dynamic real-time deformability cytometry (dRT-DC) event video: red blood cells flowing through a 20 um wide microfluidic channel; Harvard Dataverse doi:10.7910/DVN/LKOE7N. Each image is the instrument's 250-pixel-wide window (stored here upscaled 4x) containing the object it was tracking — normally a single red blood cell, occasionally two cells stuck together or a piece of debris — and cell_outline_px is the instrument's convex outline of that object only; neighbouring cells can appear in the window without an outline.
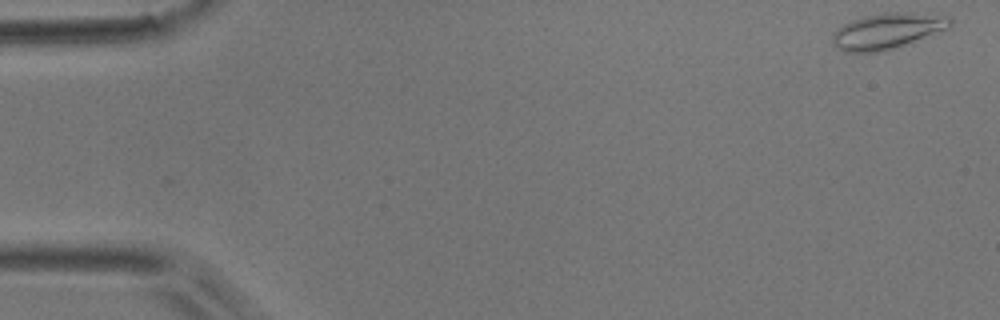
{"species": "common noctule bat (a hibernating species)", "species_latin": "Nyctalus noctula", "temperature_condition": "room temperature", "stored_images_in_passage": 51, "camera_frame_rate_fps": 3000, "um_per_image_px": 0.085, "animal": {"sex": "male", "body_mass_g": 17.9}, "frame": {"image": 1, "passage_image": 1, "time_ms": 0.0, "image_size_px": [1000, 320], "cell_outline_px": [[952, 24], [948, 28], [896, 48], [876, 52], [844, 52], [832, 44], [832, 32], [836, 28], [852, 20], [864, 16], [884, 12], [908, 12], [952, 16]], "centroid_in_image_um": [75.41, 2.62], "position_along_channel_um": 9.6, "area_um2": 24.68}}
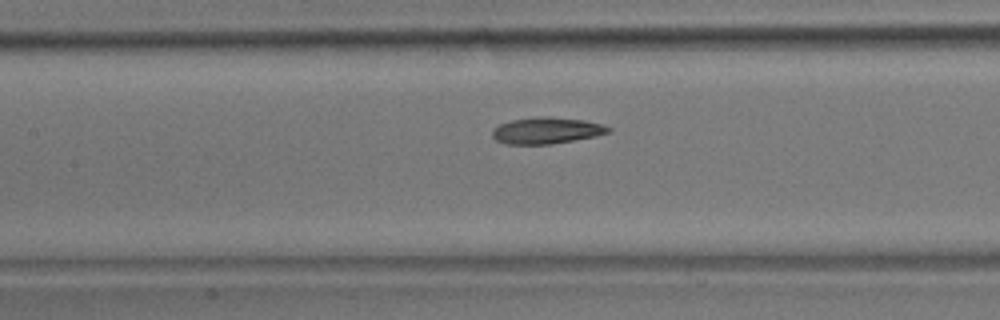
{"frame": {"image": 2, "passage_image": 23, "time_ms": 7.333, "image_size_px": [1000, 320], "cell_outline_px": [[612, 132], [596, 136], [552, 144], [504, 144], [496, 140], [492, 136], [492, 128], [500, 124], [512, 120], [536, 116], [548, 116], [584, 120], [600, 124], [612, 128]], "centroid_in_image_um": [46.45, 11.09], "position_along_channel_um": 161.0, "area_um2": 18.03}}
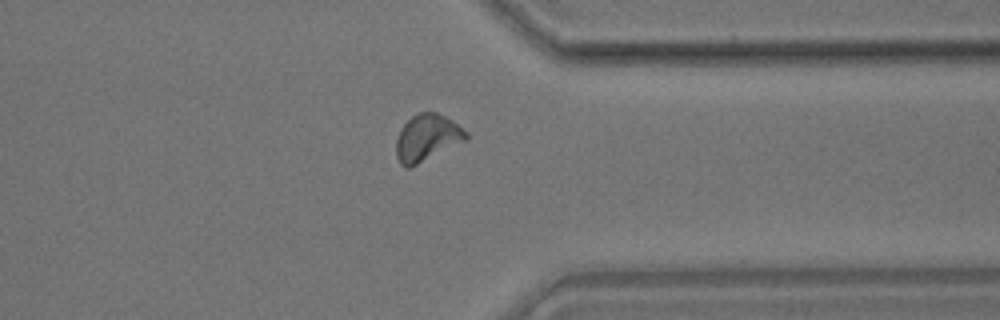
{"frame": {"image": 3, "passage_image": 40, "time_ms": 13.0, "image_size_px": [1000, 320], "cell_outline_px": [[468, 140], [408, 168], [404, 168], [400, 164], [396, 156], [396, 140], [400, 128], [412, 116], [420, 112], [436, 112], [452, 120], [468, 132]], "centroid_in_image_um": [36.3, 11.71], "position_along_channel_um": 375.1, "area_um2": 19.07}, "authors_computed_cell_mechanics": {"area_um2": 18.1492, "velocity_mm_per_s": 3.8512, "shape_relaxation_time_tau1_ms": 4.4035, "shape_relaxation_time_tau2_ms": 3.2611, "deformation_change_tau1": 0.1244, "deformation_change_tau2": 0.0898}}